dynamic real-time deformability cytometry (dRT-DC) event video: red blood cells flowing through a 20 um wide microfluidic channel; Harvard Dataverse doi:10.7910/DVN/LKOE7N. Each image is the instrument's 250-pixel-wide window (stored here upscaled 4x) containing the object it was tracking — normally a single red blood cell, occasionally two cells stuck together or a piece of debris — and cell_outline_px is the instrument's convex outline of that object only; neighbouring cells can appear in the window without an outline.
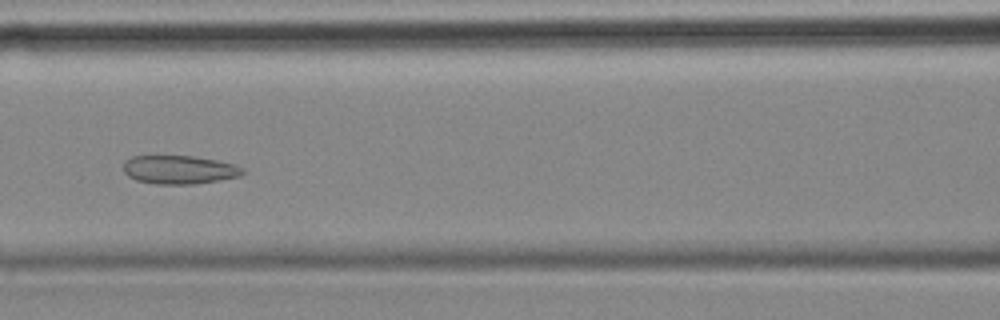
{"species": "common noctule bat (a hibernating species)", "species_latin": "Nyctalus noctula", "temperature_condition": "cold", "stored_images_in_passage": 55, "camera_frame_rate_fps": 3000, "um_per_image_px": 0.085, "animal": {"sex": "female", "body_mass_g": 18.4}, "frame": {"image": 1, "passage_image": 23, "time_ms": 7.333, "image_size_px": [1000, 320], "cell_outline_px": [[244, 172], [240, 176], [192, 184], [156, 184], [136, 180], [128, 176], [124, 172], [124, 160], [132, 156], [192, 156], [216, 160], [236, 164], [244, 168]], "centroid_in_image_um": [15.22, 14.42], "position_along_channel_um": 151.4, "area_um2": 19.77}}
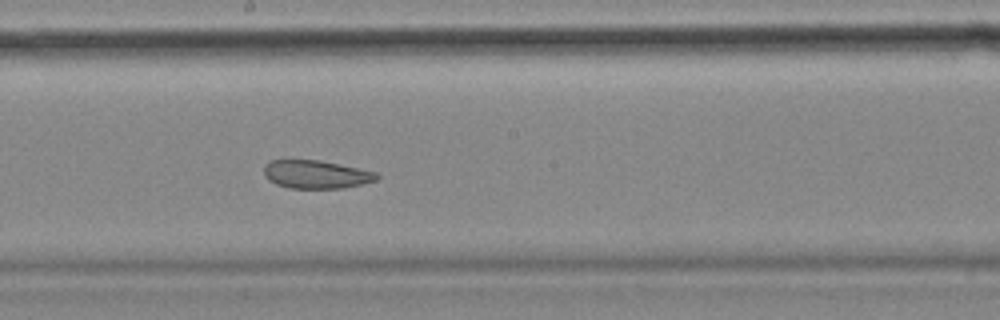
{"frame": {"image": 2, "passage_image": 29, "time_ms": 9.333, "image_size_px": [1000, 320], "cell_outline_px": [[380, 176], [376, 180], [344, 188], [288, 188], [276, 184], [268, 180], [264, 176], [264, 164], [268, 160], [320, 160], [376, 172]], "centroid_in_image_um": [26.82, 14.82], "position_along_channel_um": 221.4, "area_um2": 18.55}}
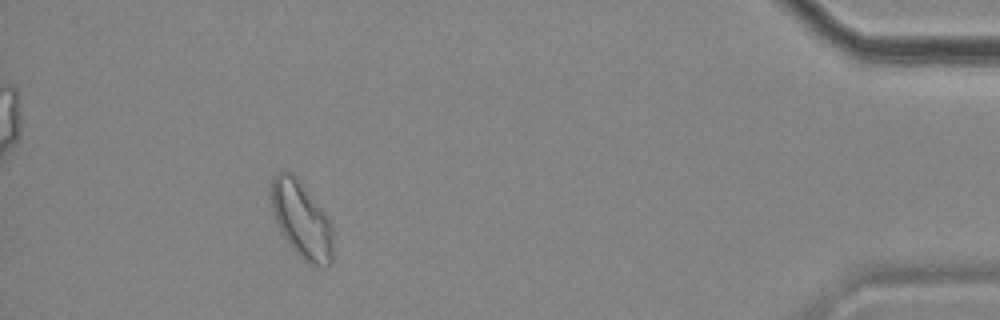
{"frame": {"image": 3, "passage_image": 50, "time_ms": 16.333, "image_size_px": [1000, 320], "cell_outline_px": [[332, 264], [324, 268], [308, 264], [288, 244], [280, 232], [276, 224], [272, 212], [268, 196], [272, 176], [276, 172], [292, 172], [300, 180], [324, 212], [332, 224]], "centroid_in_image_um": [25.58, 18.67], "position_along_channel_um": 409.6, "area_um2": 28.32}, "authors_computed_cell_mechanics": {"area_um2": 24.3338, "velocity_mm_per_s": 3.5164, "shape_relaxation_time_tau1_ms": null, "shape_relaxation_time_tau2_ms": 1.6562, "deformation_change_tau1": null, "deformation_change_tau2": 0.0693}}